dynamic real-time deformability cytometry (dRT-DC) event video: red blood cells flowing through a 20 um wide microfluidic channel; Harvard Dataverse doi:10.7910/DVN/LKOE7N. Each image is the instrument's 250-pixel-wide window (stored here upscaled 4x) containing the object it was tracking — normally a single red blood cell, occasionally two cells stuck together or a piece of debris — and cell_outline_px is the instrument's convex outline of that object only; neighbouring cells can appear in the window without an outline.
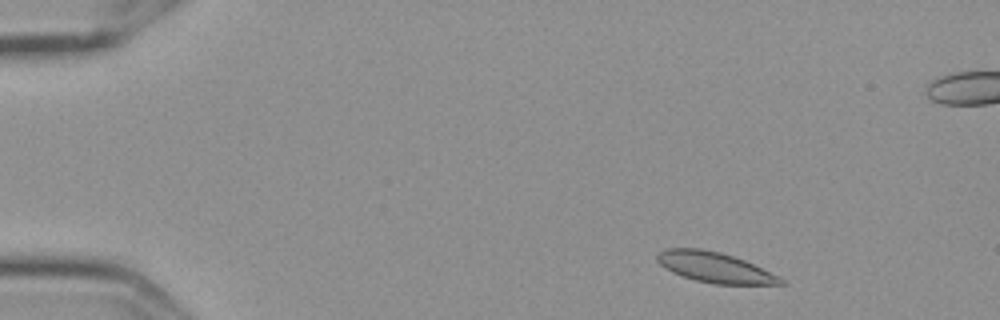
{"species": "Egyptian fruit bat (a non-hibernating species)", "species_latin": "Rousettus aegyptiacus", "temperature_condition": "cold", "stored_images_in_passage": 53, "camera_frame_rate_fps": 3000, "um_per_image_px": 0.085, "frame": {"image": 1, "passage_image": 3, "time_ms": 0.667, "image_size_px": [1000, 320], "cell_outline_px": [[788, 284], [716, 284], [696, 280], [672, 272], [664, 268], [656, 260], [656, 252], [664, 248], [700, 248], [720, 252], [744, 260], [780, 276], [788, 280]], "centroid_in_image_um": [60.76, 22.72], "position_along_channel_um": 24.2, "area_um2": 21.96}}
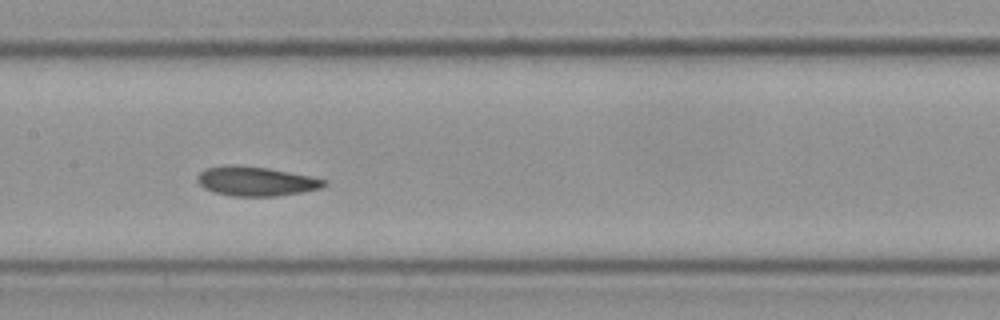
{"frame": {"image": 2, "passage_image": 24, "time_ms": 7.667, "image_size_px": [1000, 320], "cell_outline_px": [[328, 184], [320, 188], [300, 192], [276, 196], [232, 196], [216, 192], [204, 188], [196, 180], [196, 176], [200, 172], [208, 168], [224, 164], [228, 164], [268, 168], [328, 180]], "centroid_in_image_um": [21.73, 15.4], "position_along_channel_um": 185.7, "area_um2": 21.5}}
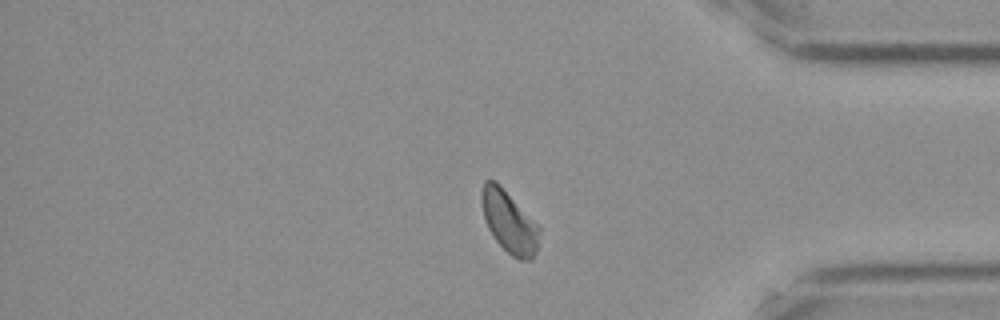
{"frame": {"image": 3, "passage_image": 43, "time_ms": 14.0, "image_size_px": [1000, 320], "cell_outline_px": [[540, 232], [536, 252], [532, 260], [520, 260], [512, 256], [496, 240], [488, 228], [484, 216], [480, 200], [480, 192], [484, 180], [496, 180], [540, 228]], "centroid_in_image_um": [43.25, 18.84], "position_along_channel_um": 391.9, "area_um2": 20.63}}